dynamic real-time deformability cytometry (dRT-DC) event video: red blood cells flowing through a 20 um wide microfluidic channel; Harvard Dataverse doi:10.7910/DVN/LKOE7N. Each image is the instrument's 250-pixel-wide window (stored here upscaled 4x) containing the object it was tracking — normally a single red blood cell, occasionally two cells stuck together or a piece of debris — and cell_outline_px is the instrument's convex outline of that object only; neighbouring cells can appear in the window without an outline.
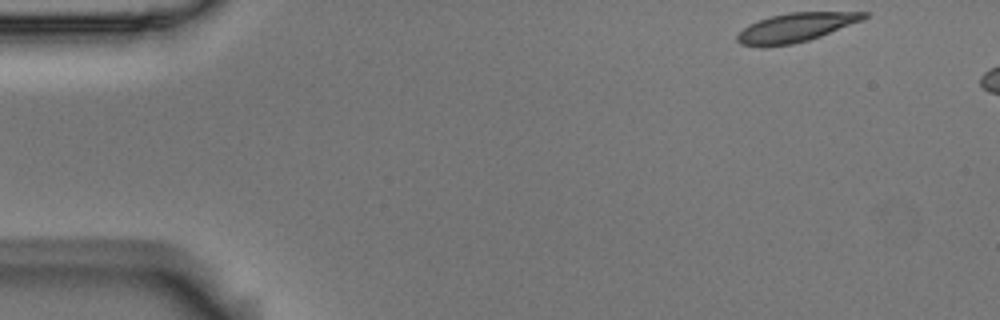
{"species": "Egyptian fruit bat (a non-hibernating species)", "species_latin": "Rousettus aegyptiacus", "temperature_condition": "room temperature", "stored_images_in_passage": 3, "camera_frame_rate_fps": 3000, "um_per_image_px": 0.085, "animal": {"sex": "male"}, "frame": {"image": 1, "passage_image": 1, "time_ms": 0.0, "image_size_px": [1000, 320], "cell_outline_px": [[868, 16], [864, 20], [820, 36], [808, 40], [792, 44], [740, 44], [736, 40], [736, 36], [748, 24], [772, 16], [788, 12], [868, 12]], "centroid_in_image_um": [67.71, 2.3], "position_along_channel_um": 17.3, "area_um2": 20.69}}